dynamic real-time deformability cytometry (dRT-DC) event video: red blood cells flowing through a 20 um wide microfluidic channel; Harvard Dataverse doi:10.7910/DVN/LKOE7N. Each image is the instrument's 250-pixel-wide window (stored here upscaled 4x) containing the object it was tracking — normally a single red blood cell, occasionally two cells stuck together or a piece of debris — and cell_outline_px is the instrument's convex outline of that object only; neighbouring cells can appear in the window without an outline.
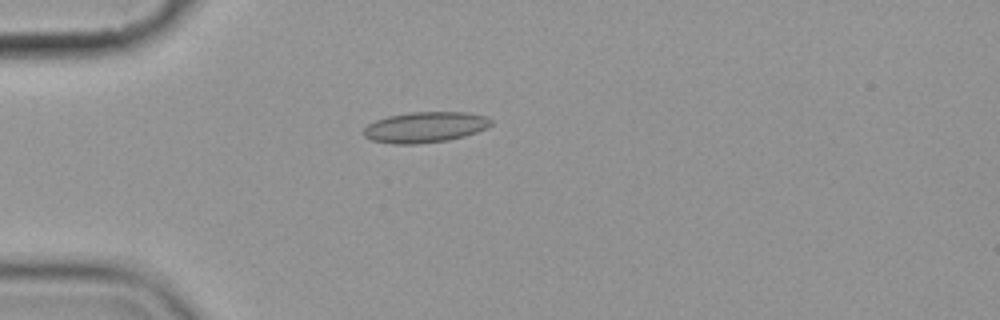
{"species": "common noctule bat (a hibernating species)", "species_latin": "Nyctalus noctula", "temperature_condition": "cold", "stored_images_in_passage": 7, "camera_frame_rate_fps": 3000, "um_per_image_px": 0.085, "animal": {"sex": "female", "body_mass_g": 19.9}, "frame": {"image": 1, "passage_image": 7, "time_ms": 8.0, "image_size_px": [1000, 320], "cell_outline_px": [[492, 124], [488, 128], [464, 136], [448, 140], [416, 144], [392, 144], [372, 140], [364, 136], [360, 132], [368, 124], [376, 120], [388, 116], [408, 112], [464, 112], [488, 116], [492, 120]], "centroid_in_image_um": [36.13, 10.81], "position_along_channel_um": 48.9, "area_um2": 23.0}}